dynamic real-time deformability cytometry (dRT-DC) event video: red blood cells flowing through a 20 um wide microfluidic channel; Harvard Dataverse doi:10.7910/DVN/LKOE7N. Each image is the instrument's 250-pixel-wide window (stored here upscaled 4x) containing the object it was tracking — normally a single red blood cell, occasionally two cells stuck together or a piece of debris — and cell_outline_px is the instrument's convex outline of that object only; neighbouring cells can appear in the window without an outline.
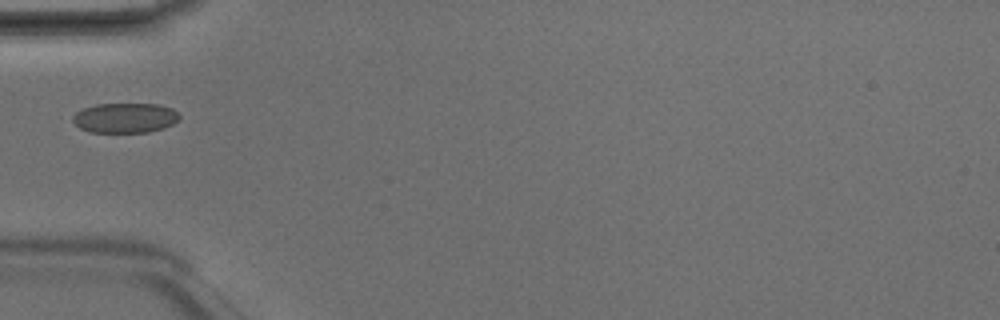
{"species": "Egyptian fruit bat (a non-hibernating species)", "species_latin": "Rousettus aegyptiacus", "temperature_condition": "room temperature", "stored_images_in_passage": 2, "camera_frame_rate_fps": 3000, "um_per_image_px": 0.085, "animal": {"sex": "male"}, "frame": {"image": 1, "passage_image": 1, "time_ms": 0.0, "image_size_px": [1000, 320], "cell_outline_px": [[180, 116], [172, 124], [164, 128], [148, 132], [88, 132], [80, 128], [72, 120], [72, 116], [76, 112], [84, 108], [96, 104], [160, 104], [172, 108]], "centroid_in_image_um": [10.61, 10.02], "position_along_channel_um": 74.4, "area_um2": 18.55}}